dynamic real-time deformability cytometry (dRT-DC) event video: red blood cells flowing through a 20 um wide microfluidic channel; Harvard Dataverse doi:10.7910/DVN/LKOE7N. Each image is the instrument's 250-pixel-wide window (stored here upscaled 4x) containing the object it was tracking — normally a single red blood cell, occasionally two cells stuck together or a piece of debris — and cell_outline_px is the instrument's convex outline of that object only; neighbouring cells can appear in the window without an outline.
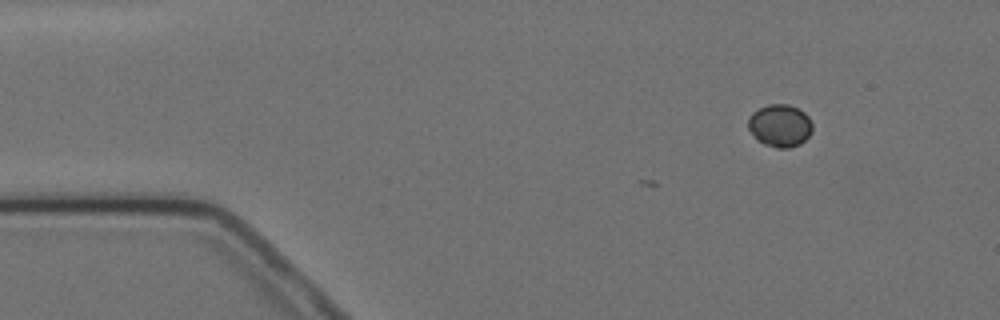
{"species": "Egyptian fruit bat (a non-hibernating species)", "species_latin": "Rousettus aegyptiacus", "temperature_condition": "cold", "stored_images_in_passage": 3, "camera_frame_rate_fps": 3000, "um_per_image_px": 0.085, "animal": {"sex": "female"}, "frame": {"image": 1, "passage_image": 3, "time_ms": 2.333, "image_size_px": [1000, 320], "cell_outline_px": [[812, 132], [800, 144], [788, 148], [776, 148], [764, 144], [756, 140], [748, 128], [748, 116], [752, 112], [768, 104], [788, 104], [804, 112], [808, 116], [812, 124]], "centroid_in_image_um": [66.27, 10.68], "position_along_channel_um": 18.7, "area_um2": 16.01}}